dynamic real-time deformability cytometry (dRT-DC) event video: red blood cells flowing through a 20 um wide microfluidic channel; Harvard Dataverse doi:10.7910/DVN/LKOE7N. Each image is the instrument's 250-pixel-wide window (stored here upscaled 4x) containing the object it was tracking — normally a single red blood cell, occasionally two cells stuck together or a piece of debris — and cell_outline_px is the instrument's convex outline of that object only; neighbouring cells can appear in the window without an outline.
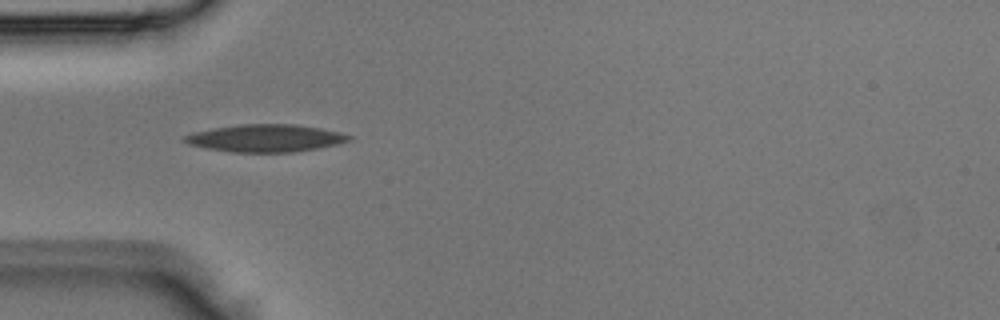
{"species": "Egyptian fruit bat (a non-hibernating species)", "species_latin": "Rousettus aegyptiacus", "temperature_condition": "room temperature", "stored_images_in_passage": 4, "camera_frame_rate_fps": 3000, "um_per_image_px": 0.085, "animal": {"sex": "male"}, "frame": {"image": 1, "passage_image": 3, "time_ms": 0.667, "image_size_px": [1000, 320], "cell_outline_px": [[352, 140], [336, 144], [316, 148], [292, 152], [232, 152], [208, 148], [188, 144], [180, 140], [184, 136], [192, 132], [212, 128], [240, 124], [296, 124], [320, 128], [340, 132], [352, 136]], "centroid_in_image_um": [22.54, 11.73], "position_along_channel_um": 62.5, "area_um2": 26.3}}
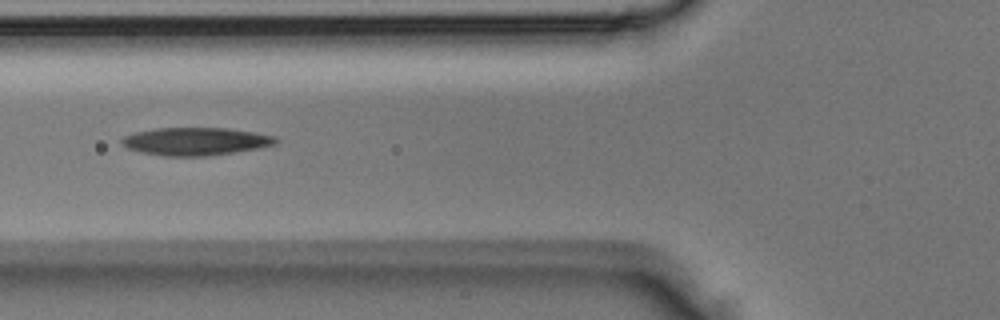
{"frame": {"image": 2, "passage_image": 4, "time_ms": 1.0, "image_size_px": [1000, 320], "cell_outline_px": [[280, 140], [276, 144], [260, 148], [236, 152], [208, 156], [164, 156], [140, 152], [128, 148], [120, 144], [120, 140], [124, 136], [136, 132], [156, 128], [228, 128], [256, 132], [276, 136]], "centroid_in_image_um": [16.66, 12.02], "position_along_channel_um": 109.1, "area_um2": 25.26}}